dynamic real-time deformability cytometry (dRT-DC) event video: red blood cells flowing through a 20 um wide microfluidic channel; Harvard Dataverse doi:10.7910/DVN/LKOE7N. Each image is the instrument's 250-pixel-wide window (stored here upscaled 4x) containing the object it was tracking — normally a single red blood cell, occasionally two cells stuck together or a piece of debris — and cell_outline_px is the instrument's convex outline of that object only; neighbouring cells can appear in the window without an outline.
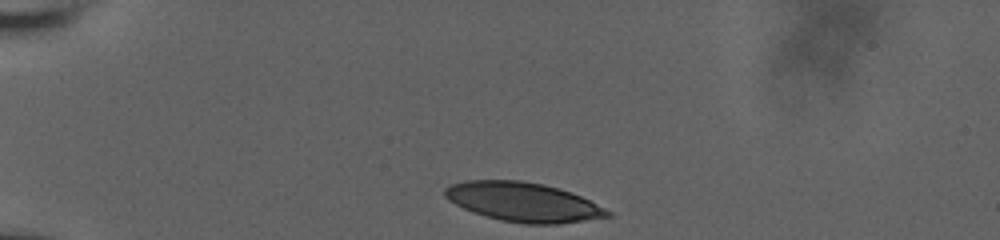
{"species": "human", "species_latin": "Homo sapiens", "temperature_condition": "room temperature", "stored_images_in_passage": 34, "camera_frame_rate_fps": 3000, "um_per_image_px": 0.085, "donor": {"sex": "male"}, "frame": {"image": 1, "passage_image": 1, "time_ms": 0.0, "image_size_px": [1000, 240], "cell_outline_px": [[612, 216], [560, 224], [524, 224], [500, 220], [484, 216], [472, 212], [448, 200], [444, 196], [444, 188], [452, 184], [468, 180], [520, 180], [544, 184], [580, 196], [612, 212]], "centroid_in_image_um": [44.45, 17.18], "position_along_channel_um": 40.6, "area_um2": 37.05}}
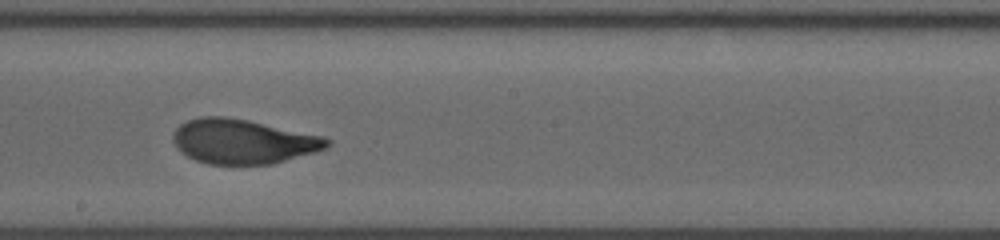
{"frame": {"image": 2, "passage_image": 20, "time_ms": 6.333, "image_size_px": [1000, 240], "cell_outline_px": [[332, 144], [328, 148], [316, 152], [272, 164], [208, 164], [196, 160], [180, 152], [172, 140], [172, 136], [176, 128], [180, 124], [188, 120], [200, 116], [224, 116], [248, 120], [324, 136], [332, 140]], "centroid_in_image_um": [20.68, 12.02], "position_along_channel_um": 227.5, "area_um2": 40.23}}
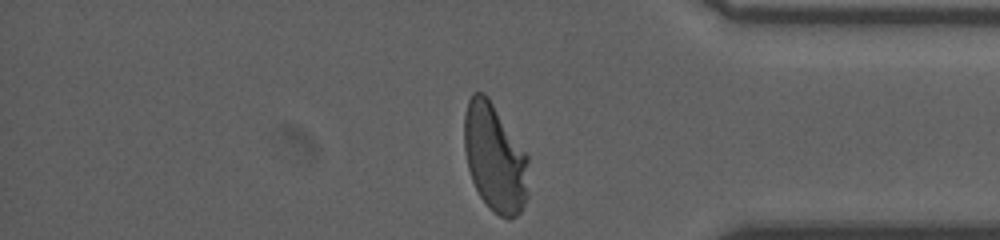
{"frame": {"image": 3, "passage_image": 34, "time_ms": 11.0, "image_size_px": [1000, 240], "cell_outline_px": [[528, 196], [520, 212], [516, 216], [508, 220], [492, 212], [480, 196], [472, 180], [468, 168], [464, 148], [464, 116], [468, 100], [472, 92], [484, 92], [488, 96], [528, 156]], "centroid_in_image_um": [42.06, 13.43], "position_along_channel_um": 393.1, "area_um2": 40.69}, "authors_computed_cell_mechanics": {"area_um2": 39.6797, "velocity_mm_per_s": 3.8383, "shape_relaxation_time_tau1_ms": 4.2537, "shape_relaxation_time_tau2_ms": null, "deformation_change_tau1": 0.2028, "deformation_change_tau2": null}}